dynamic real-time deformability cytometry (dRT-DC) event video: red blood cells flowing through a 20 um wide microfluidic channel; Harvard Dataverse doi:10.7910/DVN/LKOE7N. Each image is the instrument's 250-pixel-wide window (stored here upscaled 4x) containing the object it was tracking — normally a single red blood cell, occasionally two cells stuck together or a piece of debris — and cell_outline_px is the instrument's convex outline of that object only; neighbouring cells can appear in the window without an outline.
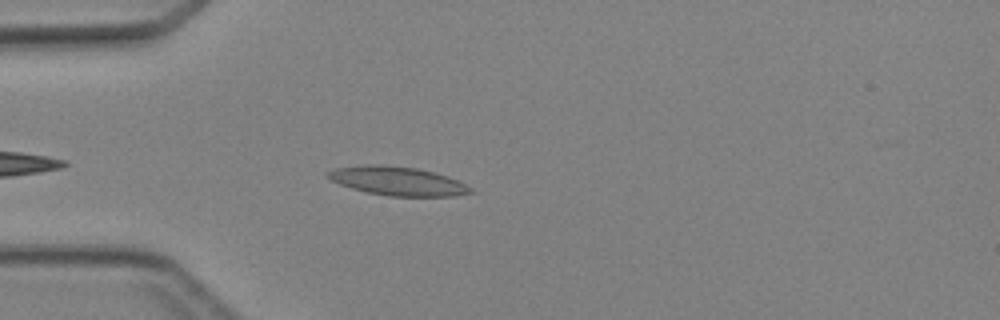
{"species": "Egyptian fruit bat (a non-hibernating species)", "species_latin": "Rousettus aegyptiacus", "temperature_condition": "cold", "stored_images_in_passage": 5, "camera_frame_rate_fps": 3000, "um_per_image_px": 0.085, "animal": {"sex": "female"}, "frame": {"image": 1, "passage_image": 4, "time_ms": 3.667, "image_size_px": [1000, 320], "cell_outline_px": [[476, 192], [456, 196], [388, 196], [368, 192], [352, 188], [340, 184], [324, 176], [324, 172], [336, 168], [368, 164], [384, 164], [416, 168], [448, 176], [472, 188]], "centroid_in_image_um": [33.78, 15.38], "position_along_channel_um": 51.2, "area_um2": 23.99}}